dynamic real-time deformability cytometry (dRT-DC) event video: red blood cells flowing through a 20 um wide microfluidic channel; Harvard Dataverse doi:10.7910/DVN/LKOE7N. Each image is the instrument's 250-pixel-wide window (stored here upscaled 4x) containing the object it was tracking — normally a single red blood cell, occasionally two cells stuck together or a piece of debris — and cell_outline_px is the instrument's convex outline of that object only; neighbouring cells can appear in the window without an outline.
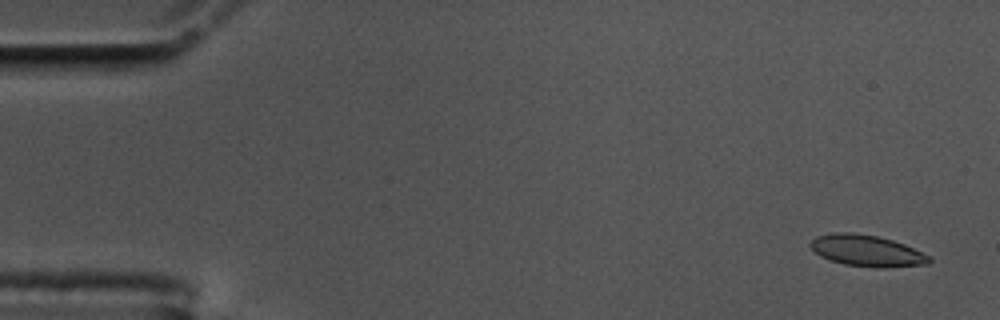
{"species": "common noctule bat (a hibernating species)", "species_latin": "Nyctalus noctula", "temperature_condition": "cold", "stored_images_in_passage": 56, "camera_frame_rate_fps": 3000, "um_per_image_px": 0.085, "animal": {"sex": "male", "body_mass_g": 17.5, "forearm_length_mm": 52.3}, "frame": {"image": 1, "passage_image": 3, "time_ms": 0.667, "image_size_px": [1000, 320], "cell_outline_px": [[932, 260], [928, 264], [884, 268], [876, 268], [844, 264], [828, 260], [820, 256], [808, 244], [816, 236], [836, 232], [852, 232], [876, 236], [892, 240], [904, 244], [928, 256]], "centroid_in_image_um": [73.64, 21.32], "position_along_channel_um": 11.4, "area_um2": 21.62}}
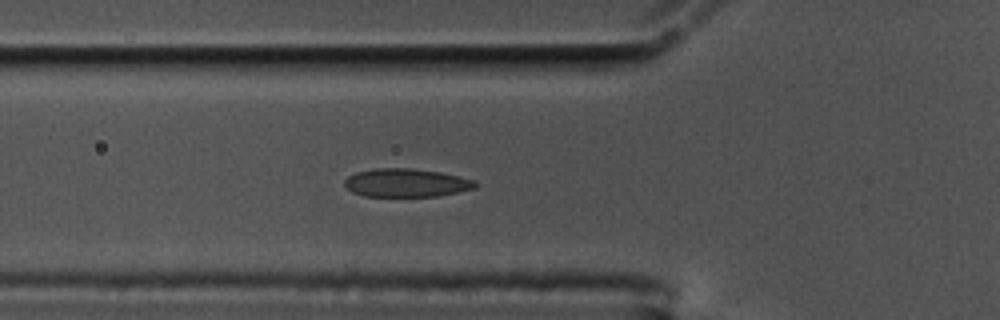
{"frame": {"image": 2, "passage_image": 20, "time_ms": 6.333, "image_size_px": [1000, 320], "cell_outline_px": [[476, 188], [436, 196], [364, 196], [352, 192], [344, 184], [344, 180], [348, 176], [356, 172], [376, 168], [412, 168], [440, 172], [460, 176], [476, 180]], "centroid_in_image_um": [34.53, 15.53], "position_along_channel_um": 91.3, "area_um2": 21.56}}
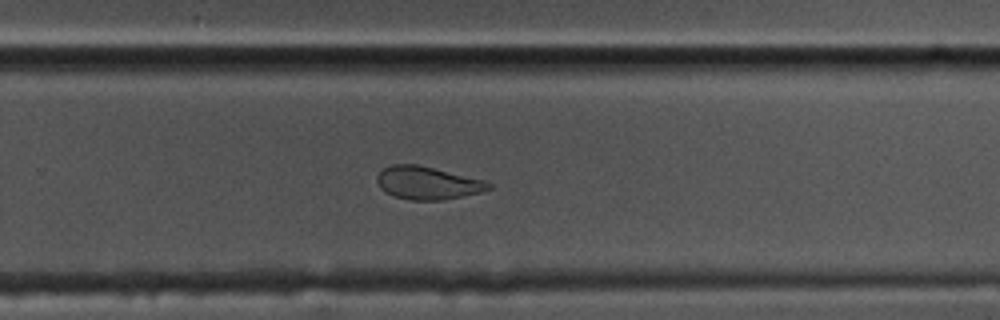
{"frame": {"image": 3, "passage_image": 37, "time_ms": 12.0, "image_size_px": [1000, 320], "cell_outline_px": [[492, 188], [480, 192], [444, 200], [412, 200], [392, 196], [380, 188], [376, 180], [376, 176], [384, 168], [392, 164], [416, 164], [484, 180], [492, 184]], "centroid_in_image_um": [36.32, 15.56], "position_along_channel_um": 293.5, "area_um2": 21.27}, "authors_computed_cell_mechanics": {"area_um2": 21.964, "velocity_mm_per_s": 3.5683, "shape_relaxation_time_tau1_ms": 11.3954, "shape_relaxation_time_tau2_ms": 2.2016, "deformation_change_tau1": 0.2309, "deformation_change_tau2": 0.0579}}